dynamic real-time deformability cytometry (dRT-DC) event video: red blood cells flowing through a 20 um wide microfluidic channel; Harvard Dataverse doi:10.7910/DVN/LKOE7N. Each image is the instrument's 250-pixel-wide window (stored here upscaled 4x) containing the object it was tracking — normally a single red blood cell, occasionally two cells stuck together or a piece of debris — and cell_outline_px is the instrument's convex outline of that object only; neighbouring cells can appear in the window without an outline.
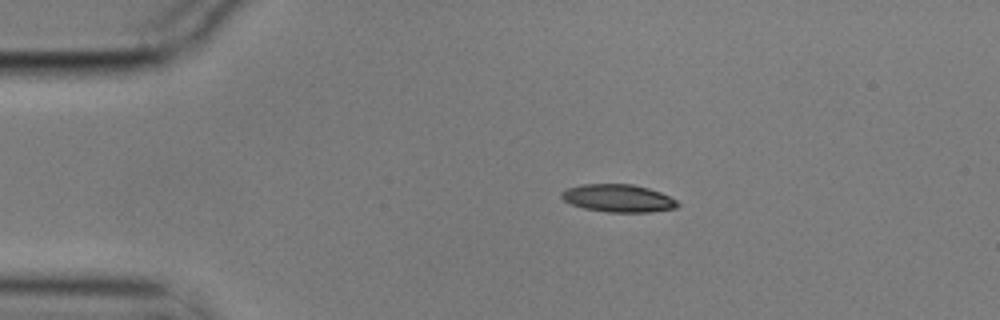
{"species": "common noctule bat (a hibernating species)", "species_latin": "Nyctalus noctula", "temperature_condition": "cold", "stored_images_in_passage": 5, "camera_frame_rate_fps": 3000, "um_per_image_px": 0.085, "animal": {"sex": "male", "body_mass_g": 17.9}, "frame": {"image": 1, "passage_image": 1, "time_ms": 0.0, "image_size_px": [1000, 320], "cell_outline_px": [[680, 204], [676, 208], [652, 212], [608, 212], [584, 208], [572, 204], [564, 200], [560, 196], [560, 192], [568, 188], [580, 184], [632, 184], [648, 188], [660, 192], [676, 200]], "centroid_in_image_um": [52.54, 16.85], "position_along_channel_um": 32.5, "area_um2": 18.73}}
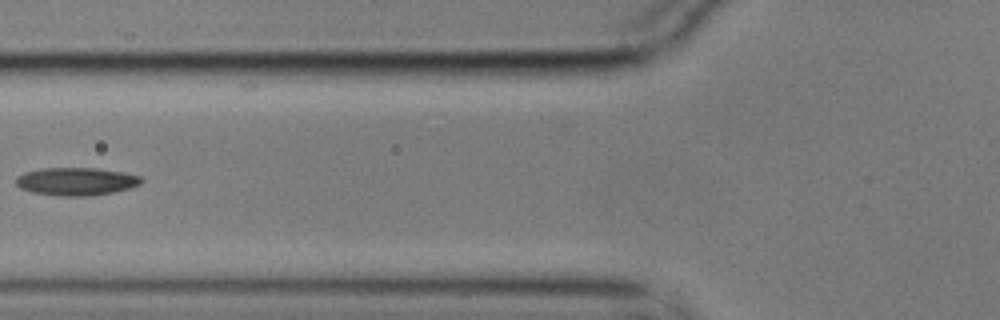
{"frame": {"image": 2, "passage_image": 4, "time_ms": 1.0, "image_size_px": [1000, 320], "cell_outline_px": [[144, 180], [140, 184], [128, 188], [112, 192], [92, 196], [64, 196], [32, 192], [20, 188], [16, 184], [16, 176], [24, 172], [44, 168], [96, 168], [124, 172], [140, 176]], "centroid_in_image_um": [6.48, 15.41], "position_along_channel_um": 119.3, "area_um2": 20.35}}
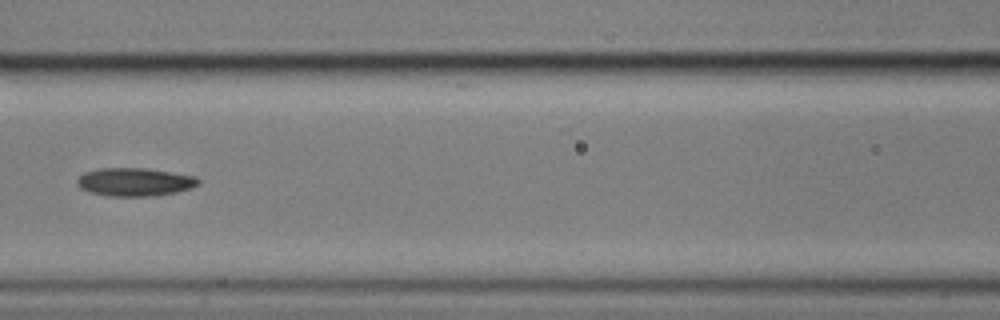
{"frame": {"image": 3, "passage_image": 5, "time_ms": 1.333, "image_size_px": [1000, 320], "cell_outline_px": [[200, 184], [192, 188], [176, 192], [156, 196], [108, 196], [92, 192], [80, 188], [76, 184], [76, 180], [84, 172], [100, 168], [144, 168], [196, 176], [200, 180]], "centroid_in_image_um": [11.47, 15.47], "position_along_channel_um": 155.1, "area_um2": 20.0}}